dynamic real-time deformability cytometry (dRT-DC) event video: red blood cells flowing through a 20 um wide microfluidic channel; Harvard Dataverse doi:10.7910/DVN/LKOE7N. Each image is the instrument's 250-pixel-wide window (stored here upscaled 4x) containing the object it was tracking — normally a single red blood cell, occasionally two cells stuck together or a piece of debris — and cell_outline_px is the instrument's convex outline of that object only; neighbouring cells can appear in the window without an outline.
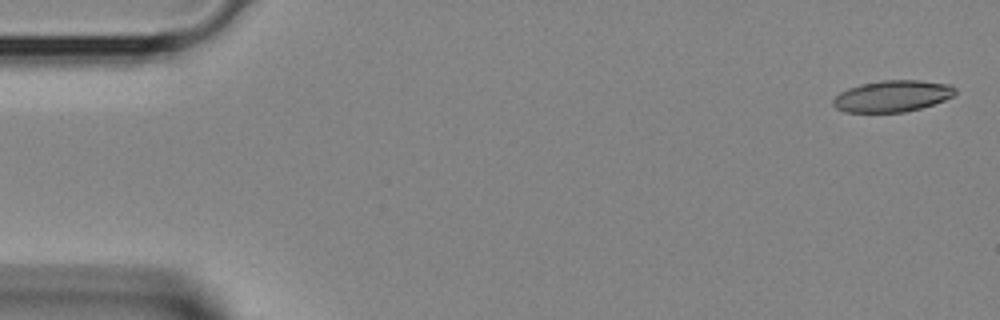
{"species": "Egyptian fruit bat (a non-hibernating species)", "species_latin": "Rousettus aegyptiacus", "temperature_condition": "room temperature", "stored_images_in_passage": 2, "segment_of_instrument_passage": [2, 2], "camera_frame_rate_fps": 3000, "um_per_image_px": 0.085, "animal": {"sex": "female"}, "frame": {"image": 1, "passage_image": 2, "time_ms": 0.333, "image_size_px": [1000, 320], "cell_outline_px": [[956, 92], [952, 96], [944, 100], [920, 108], [904, 112], [844, 112], [836, 108], [832, 104], [832, 100], [840, 92], [848, 88], [860, 84], [884, 80], [920, 80], [952, 84], [956, 88]], "centroid_in_image_um": [75.85, 8.16], "position_along_channel_um": 9.2, "area_um2": 22.43}}